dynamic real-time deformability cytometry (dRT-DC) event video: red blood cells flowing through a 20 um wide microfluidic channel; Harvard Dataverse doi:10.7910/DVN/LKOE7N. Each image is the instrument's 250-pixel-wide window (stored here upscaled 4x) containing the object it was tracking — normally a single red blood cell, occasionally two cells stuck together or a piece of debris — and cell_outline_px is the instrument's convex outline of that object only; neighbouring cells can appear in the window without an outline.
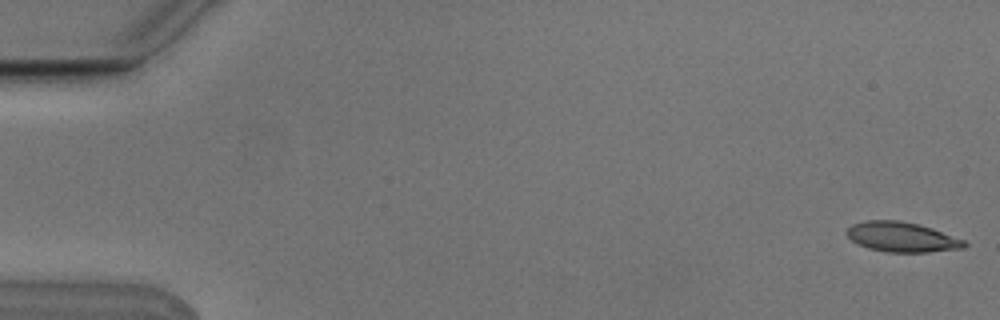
{"species": "Egyptian fruit bat (a non-hibernating species)", "species_latin": "Rousettus aegyptiacus", "temperature_condition": "cold", "stored_images_in_passage": 9, "camera_frame_rate_fps": 3000, "um_per_image_px": 0.085, "animal": {"sex": "male"}, "frame": {"image": 1, "passage_image": 1, "time_ms": 0.0, "image_size_px": [1000, 320], "cell_outline_px": [[968, 244], [964, 248], [928, 252], [888, 252], [868, 248], [856, 244], [844, 232], [852, 224], [868, 220], [896, 220], [920, 224], [932, 228], [964, 240]], "centroid_in_image_um": [76.64, 20.14], "position_along_channel_um": 8.4, "area_um2": 20.52}}
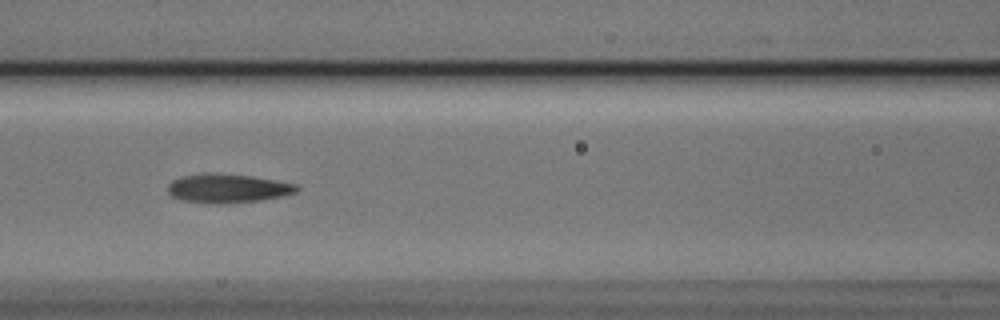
{"frame": {"image": 2, "passage_image": 7, "time_ms": 2.0, "image_size_px": [1000, 320], "cell_outline_px": [[300, 188], [296, 192], [280, 196], [260, 200], [220, 204], [216, 204], [184, 200], [172, 196], [168, 192], [168, 184], [172, 180], [180, 176], [200, 172], [216, 172], [252, 176], [296, 184]], "centroid_in_image_um": [19.31, 15.98], "position_along_channel_um": 147.3, "area_um2": 21.85}}
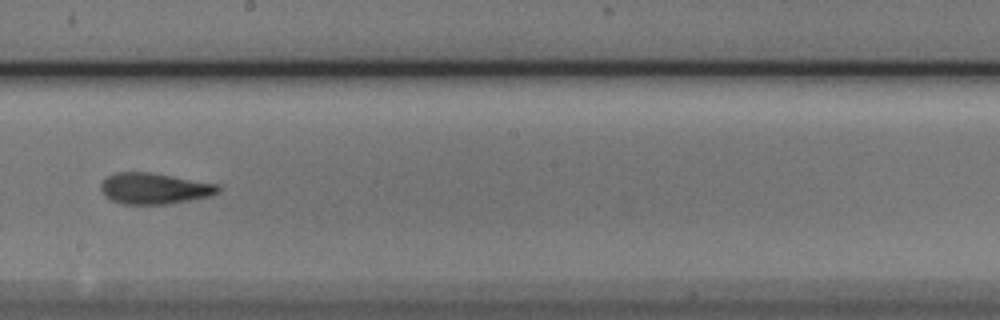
{"frame": {"image": 3, "passage_image": 9, "time_ms": 2.667, "image_size_px": [1000, 320], "cell_outline_px": [[220, 192], [208, 196], [172, 204], [120, 204], [104, 196], [100, 188], [100, 184], [108, 176], [116, 172], [148, 172], [220, 184]], "centroid_in_image_um": [13.12, 16.03], "position_along_channel_um": 235.1, "area_um2": 21.33}}